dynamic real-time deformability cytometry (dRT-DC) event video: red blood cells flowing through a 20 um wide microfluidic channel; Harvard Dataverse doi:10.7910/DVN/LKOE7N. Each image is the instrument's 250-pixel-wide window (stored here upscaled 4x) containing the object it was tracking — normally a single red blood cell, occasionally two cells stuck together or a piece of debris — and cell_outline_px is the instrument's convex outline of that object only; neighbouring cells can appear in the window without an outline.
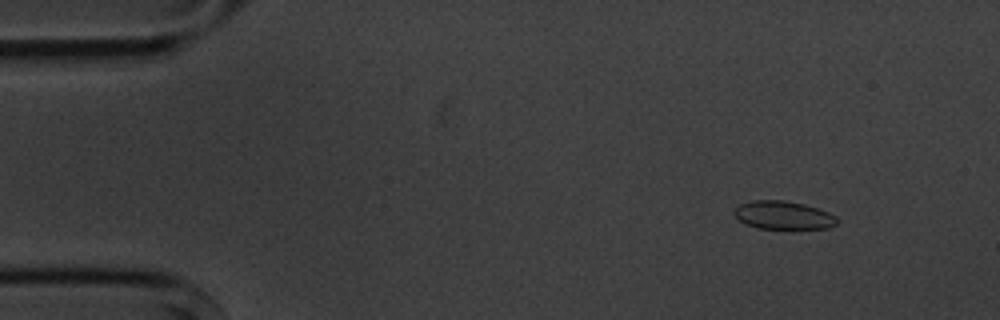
{"species": "common noctule bat (a hibernating species)", "species_latin": "Nyctalus noctula", "temperature_condition": "cold", "stored_images_in_passage": 6, "camera_frame_rate_fps": 3000, "um_per_image_px": 0.085, "animal": {"sex": "male", "body_mass_g": 20.1, "forearm_length_mm": 53.5}, "frame": {"image": 1, "passage_image": 2, "time_ms": 1.0, "image_size_px": [1000, 320], "cell_outline_px": [[840, 220], [836, 224], [828, 228], [756, 228], [744, 224], [732, 212], [740, 204], [752, 200], [784, 200], [804, 204], [828, 212], [836, 216]], "centroid_in_image_um": [66.57, 18.29], "position_along_channel_um": 18.4, "area_um2": 16.88}}
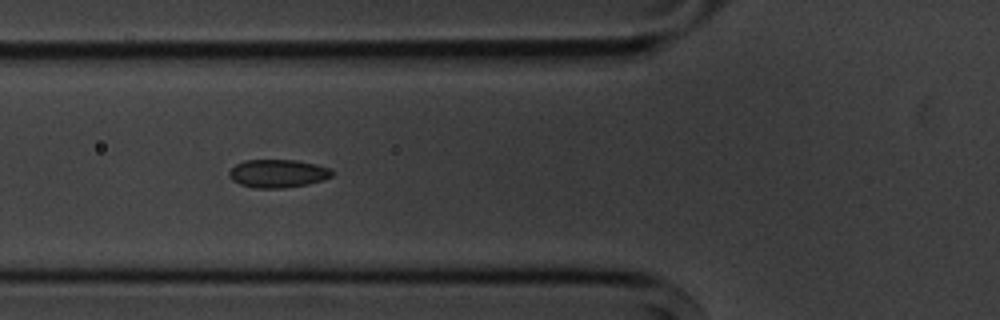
{"frame": {"image": 2, "passage_image": 6, "time_ms": 5.667, "image_size_px": [1000, 320], "cell_outline_px": [[332, 176], [324, 180], [308, 184], [284, 188], [252, 188], [240, 184], [232, 180], [228, 176], [228, 172], [236, 164], [244, 160], [296, 160], [316, 164], [328, 168], [332, 172]], "centroid_in_image_um": [23.59, 14.75], "position_along_channel_um": 102.2, "area_um2": 16.94}}